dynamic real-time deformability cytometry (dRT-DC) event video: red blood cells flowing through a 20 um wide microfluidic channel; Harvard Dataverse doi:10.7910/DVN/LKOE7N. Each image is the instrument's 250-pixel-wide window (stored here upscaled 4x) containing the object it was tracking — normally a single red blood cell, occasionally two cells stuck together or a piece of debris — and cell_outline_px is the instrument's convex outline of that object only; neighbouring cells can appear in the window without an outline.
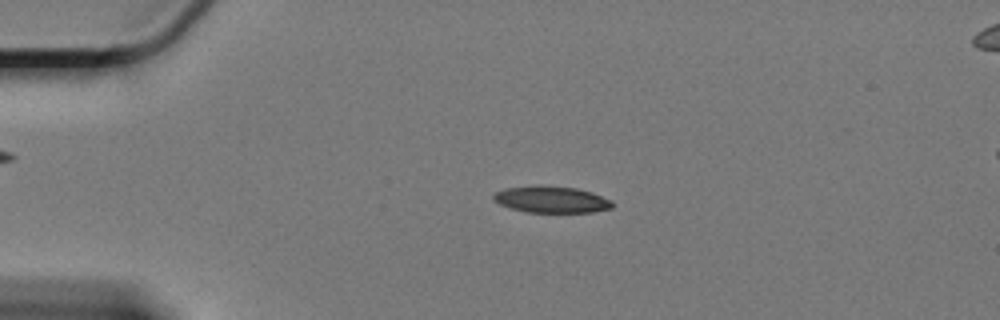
{"species": "Egyptian fruit bat (a non-hibernating species)", "species_latin": "Rousettus aegyptiacus", "temperature_condition": "cold", "stored_images_in_passage": 59, "camera_frame_rate_fps": 3000, "um_per_image_px": 0.085, "animal": {"sex": "female"}, "frame": {"image": 1, "passage_image": 12, "time_ms": 3.667, "image_size_px": [1000, 320], "cell_outline_px": [[616, 204], [612, 208], [592, 212], [528, 212], [512, 208], [500, 204], [492, 200], [492, 196], [496, 192], [504, 188], [576, 188], [592, 192], [612, 200]], "centroid_in_image_um": [46.94, 17.0], "position_along_channel_um": 38.1, "area_um2": 17.63}}
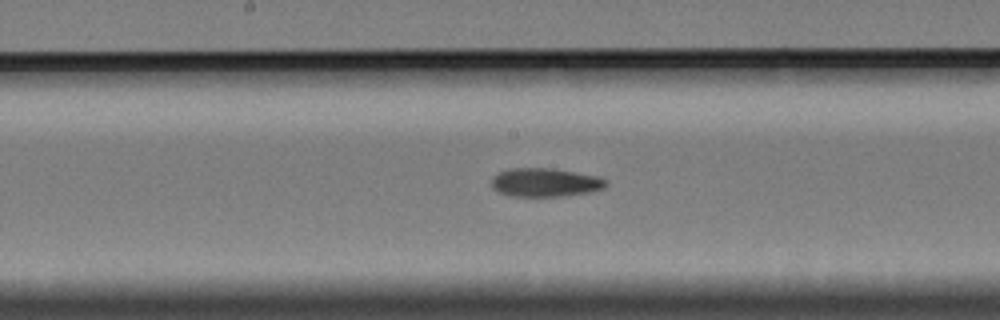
{"frame": {"image": 2, "passage_image": 30, "time_ms": 9.667, "image_size_px": [1000, 320], "cell_outline_px": [[608, 184], [604, 188], [588, 192], [564, 196], [512, 196], [500, 192], [492, 188], [492, 176], [508, 168], [552, 168], [596, 176], [608, 180]], "centroid_in_image_um": [46.33, 15.5], "position_along_channel_um": 201.9, "area_um2": 19.02}}
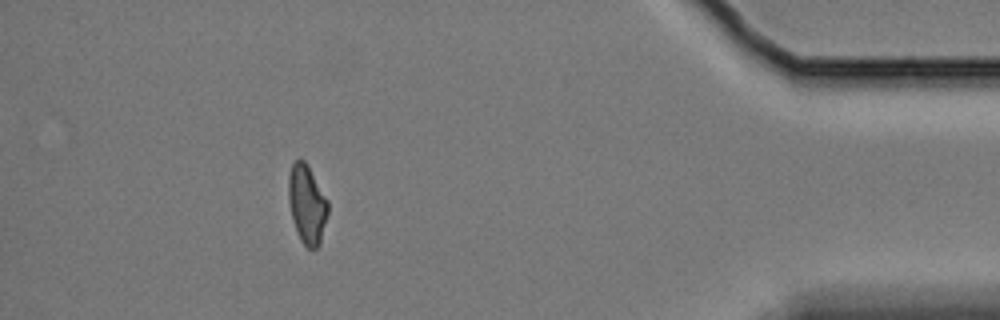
{"frame": {"image": 3, "passage_image": 53, "time_ms": 17.333, "image_size_px": [1000, 320], "cell_outline_px": [[328, 212], [320, 244], [316, 248], [308, 248], [300, 240], [292, 216], [288, 200], [288, 176], [292, 164], [300, 156], [304, 160], [328, 200]], "centroid_in_image_um": [26.09, 17.34], "position_along_channel_um": 409.1, "area_um2": 17.98}, "authors_computed_cell_mechanics": {"area_um2": 18.6694, "velocity_mm_per_s": 3.3214, "shape_relaxation_time_tau1_ms": null, "shape_relaxation_time_tau2_ms": 7.2132, "deformation_change_tau1": null, "deformation_change_tau2": 0.1501}}